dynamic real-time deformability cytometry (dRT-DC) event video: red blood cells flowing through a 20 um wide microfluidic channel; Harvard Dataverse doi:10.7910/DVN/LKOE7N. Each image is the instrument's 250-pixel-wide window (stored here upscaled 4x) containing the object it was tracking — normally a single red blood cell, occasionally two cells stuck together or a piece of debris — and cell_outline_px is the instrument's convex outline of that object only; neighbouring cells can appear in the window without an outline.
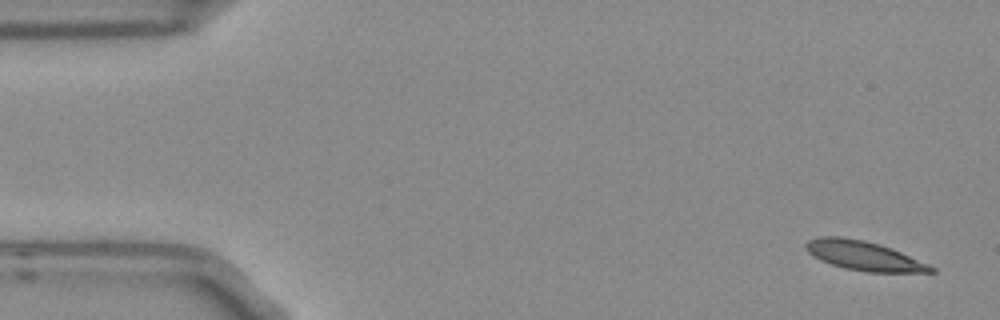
{"species": "Egyptian fruit bat (a non-hibernating species)", "species_latin": "Rousettus aegyptiacus", "temperature_condition": "room temperature", "stored_images_in_passage": 7, "camera_frame_rate_fps": 3000, "um_per_image_px": 0.085, "frame": {"image": 1, "passage_image": 1, "time_ms": 0.0, "image_size_px": [1000, 320], "cell_outline_px": [[936, 272], [868, 272], [844, 268], [820, 260], [812, 256], [804, 248], [804, 244], [808, 240], [820, 236], [840, 236], [864, 240], [880, 244], [900, 252], [928, 264], [936, 268]], "centroid_in_image_um": [73.38, 21.73], "position_along_channel_um": 11.6, "area_um2": 21.33}}
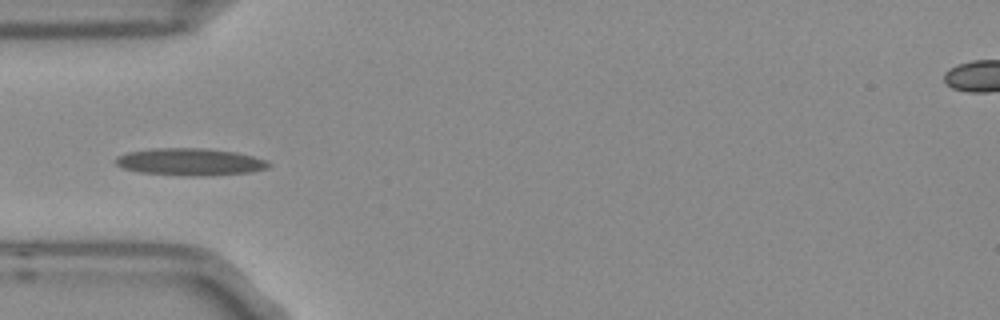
{"frame": {"image": 2, "passage_image": 5, "time_ms": 1.333, "image_size_px": [1000, 320], "cell_outline_px": [[272, 164], [268, 168], [252, 172], [212, 176], [184, 176], [140, 172], [120, 168], [112, 160], [116, 156], [128, 152], [156, 148], [200, 148], [236, 152], [268, 160]], "centroid_in_image_um": [16.15, 13.77], "position_along_channel_um": 68.8, "area_um2": 24.62}}
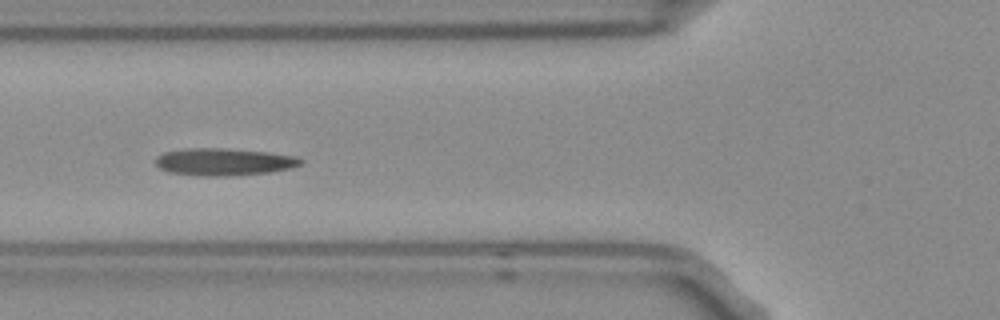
{"frame": {"image": 3, "passage_image": 6, "time_ms": 1.667, "image_size_px": [1000, 320], "cell_outline_px": [[304, 160], [300, 164], [292, 168], [268, 172], [228, 176], [200, 176], [168, 172], [160, 168], [156, 164], [156, 156], [164, 152], [184, 148], [228, 148], [268, 152], [296, 156]], "centroid_in_image_um": [19.02, 13.75], "position_along_channel_um": 106.8, "area_um2": 23.24}}